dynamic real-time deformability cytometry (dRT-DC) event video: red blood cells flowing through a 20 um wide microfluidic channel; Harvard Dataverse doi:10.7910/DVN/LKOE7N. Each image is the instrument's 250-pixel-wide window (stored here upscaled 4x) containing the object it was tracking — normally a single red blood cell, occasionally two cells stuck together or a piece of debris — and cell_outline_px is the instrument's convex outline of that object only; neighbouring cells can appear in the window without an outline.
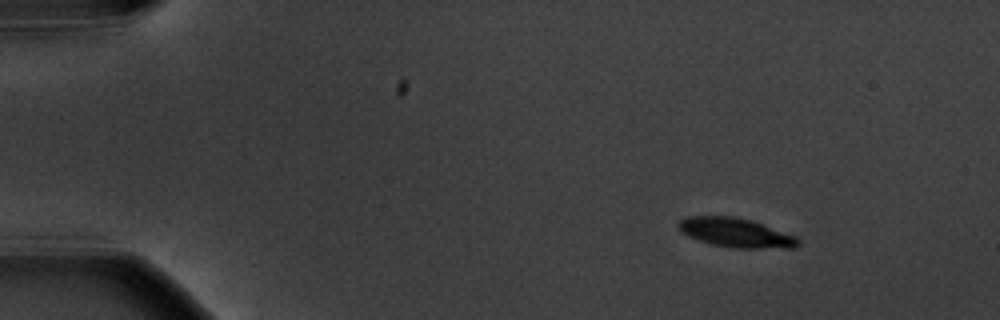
{"species": "common noctule bat (a hibernating species)", "species_latin": "Nyctalus noctula", "temperature_condition": "warm", "stored_images_in_passage": 5, "camera_frame_rate_fps": 3000, "um_per_image_px": 0.085, "animal": {"sex": "male", "body_mass_g": 20.1, "forearm_length_mm": 53.5}, "frame": {"image": 1, "passage_image": 2, "time_ms": 1.333, "image_size_px": [1000, 320], "cell_outline_px": [[800, 244], [796, 248], [732, 248], [712, 244], [688, 236], [680, 232], [676, 224], [680, 220], [688, 216], [732, 216], [752, 220], [796, 236], [800, 240]], "centroid_in_image_um": [62.55, 19.78], "position_along_channel_um": 22.4, "area_um2": 20.52}}
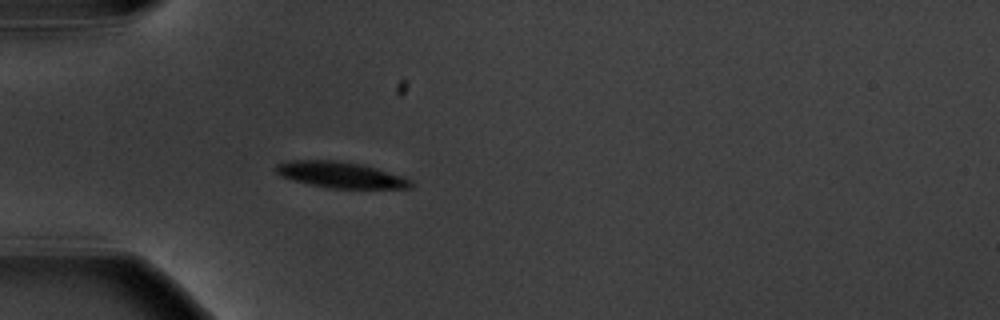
{"frame": {"image": 2, "passage_image": 5, "time_ms": 4.667, "image_size_px": [1000, 320], "cell_outline_px": [[412, 188], [328, 188], [308, 184], [280, 176], [272, 168], [276, 164], [288, 160], [336, 160], [364, 164], [404, 176], [412, 180]], "centroid_in_image_um": [28.93, 14.85], "position_along_channel_um": 56.1, "area_um2": 20.81}}